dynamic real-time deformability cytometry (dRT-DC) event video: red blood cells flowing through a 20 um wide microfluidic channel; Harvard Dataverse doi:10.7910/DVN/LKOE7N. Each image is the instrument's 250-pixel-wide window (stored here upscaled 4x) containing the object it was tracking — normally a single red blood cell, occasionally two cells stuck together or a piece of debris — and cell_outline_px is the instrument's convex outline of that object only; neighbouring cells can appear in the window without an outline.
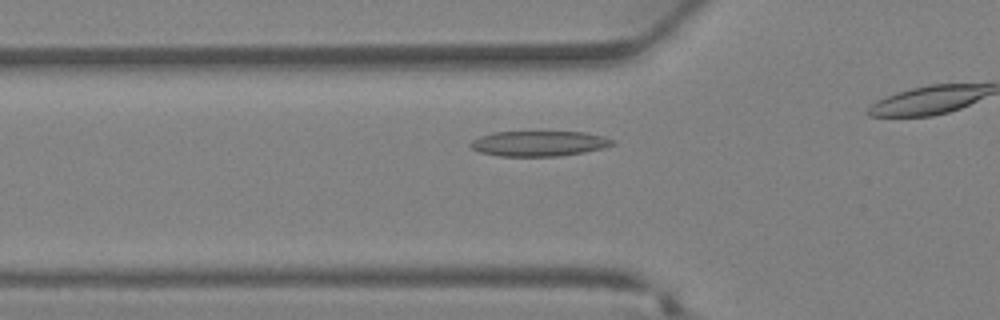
{"species": "Egyptian fruit bat (a non-hibernating species)", "species_latin": "Rousettus aegyptiacus", "temperature_condition": "warm", "stored_images_in_passage": 11, "camera_frame_rate_fps": 3000, "um_per_image_px": 0.085, "animal": {"sex": "female"}, "frame": {"image": 1, "passage_image": 7, "time_ms": 2.0, "image_size_px": [1000, 320], "cell_outline_px": [[616, 144], [604, 148], [584, 152], [556, 156], [500, 156], [480, 152], [472, 148], [468, 144], [472, 140], [480, 136], [492, 132], [584, 132], [604, 136], [616, 140]], "centroid_in_image_um": [45.84, 12.19], "position_along_channel_um": 80.0, "area_um2": 20.98}}
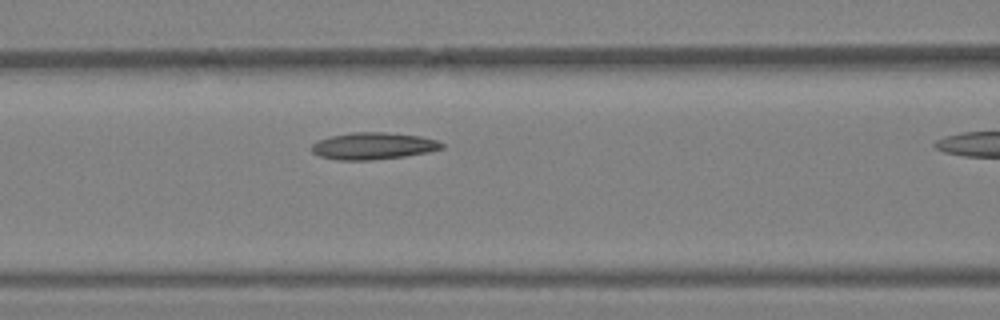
{"frame": {"image": 2, "passage_image": 10, "time_ms": 3.0, "image_size_px": [1000, 320], "cell_outline_px": [[444, 148], [428, 152], [404, 156], [368, 160], [336, 160], [320, 156], [312, 152], [312, 144], [316, 140], [332, 136], [352, 132], [384, 132], [420, 136], [436, 140], [444, 144]], "centroid_in_image_um": [31.71, 12.4], "position_along_channel_um": 134.9, "area_um2": 20.35}}